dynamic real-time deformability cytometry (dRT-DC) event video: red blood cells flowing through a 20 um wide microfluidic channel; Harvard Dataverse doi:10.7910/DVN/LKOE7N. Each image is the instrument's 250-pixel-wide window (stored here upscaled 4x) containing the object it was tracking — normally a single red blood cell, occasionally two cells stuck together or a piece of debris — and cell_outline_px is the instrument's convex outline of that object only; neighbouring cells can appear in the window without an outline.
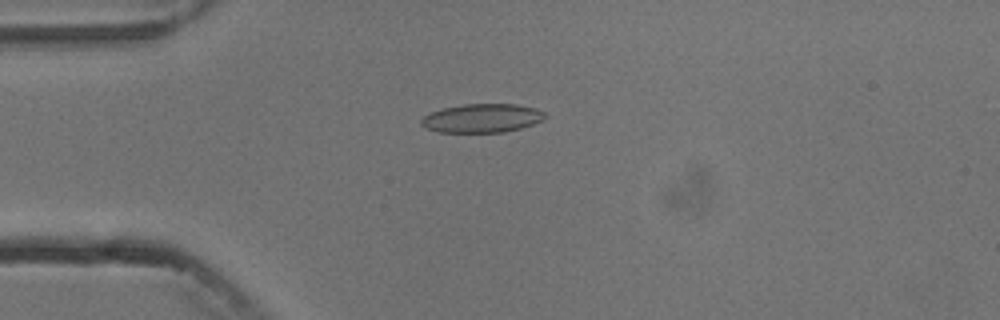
{"species": "common noctule bat (a hibernating species)", "species_latin": "Nyctalus noctula", "temperature_condition": "cold", "stored_images_in_passage": 10, "camera_frame_rate_fps": 3000, "um_per_image_px": 0.085, "animal": {"sex": "male", "body_mass_g": 13.3}, "frame": {"image": 1, "passage_image": 4, "time_ms": 4.333, "image_size_px": [1000, 320], "cell_outline_px": [[548, 116], [544, 120], [520, 128], [504, 132], [436, 132], [424, 128], [420, 124], [420, 120], [424, 116], [432, 112], [444, 108], [464, 104], [516, 104], [536, 108], [544, 112]], "centroid_in_image_um": [40.98, 10.05], "position_along_channel_um": 44.0, "area_um2": 20.81}}
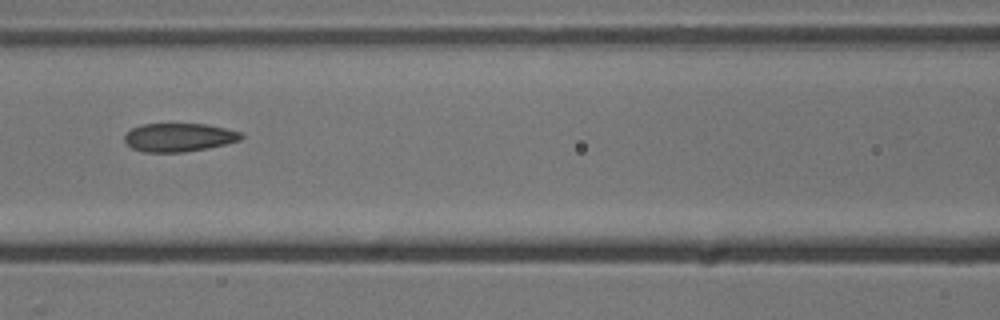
{"frame": {"image": 2, "passage_image": 7, "time_ms": 7.667, "image_size_px": [1000, 320], "cell_outline_px": [[244, 136], [240, 140], [208, 148], [184, 152], [144, 152], [132, 148], [124, 140], [124, 136], [132, 128], [140, 124], [208, 124], [244, 132]], "centroid_in_image_um": [15.24, 11.67], "position_along_channel_um": 151.4, "area_um2": 19.42}}
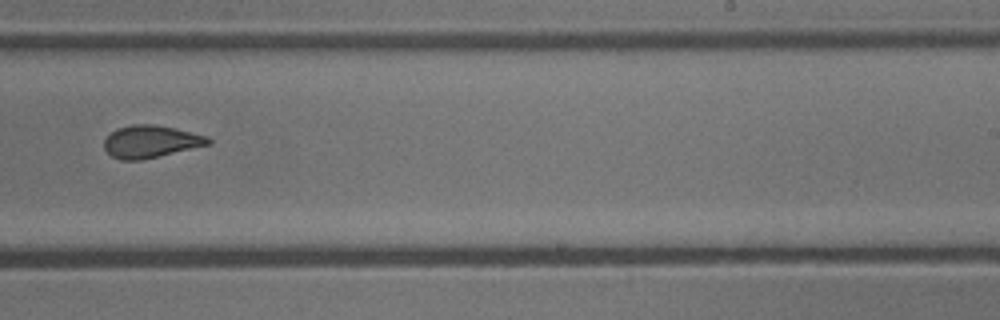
{"frame": {"image": 3, "passage_image": 10, "time_ms": 11.0, "image_size_px": [1000, 320], "cell_outline_px": [[212, 144], [140, 160], [120, 160], [112, 156], [104, 148], [104, 140], [116, 128], [132, 124], [152, 124], [172, 128], [208, 136], [212, 140]], "centroid_in_image_um": [12.81, 12.03], "position_along_channel_um": 276.2, "area_um2": 19.48}}